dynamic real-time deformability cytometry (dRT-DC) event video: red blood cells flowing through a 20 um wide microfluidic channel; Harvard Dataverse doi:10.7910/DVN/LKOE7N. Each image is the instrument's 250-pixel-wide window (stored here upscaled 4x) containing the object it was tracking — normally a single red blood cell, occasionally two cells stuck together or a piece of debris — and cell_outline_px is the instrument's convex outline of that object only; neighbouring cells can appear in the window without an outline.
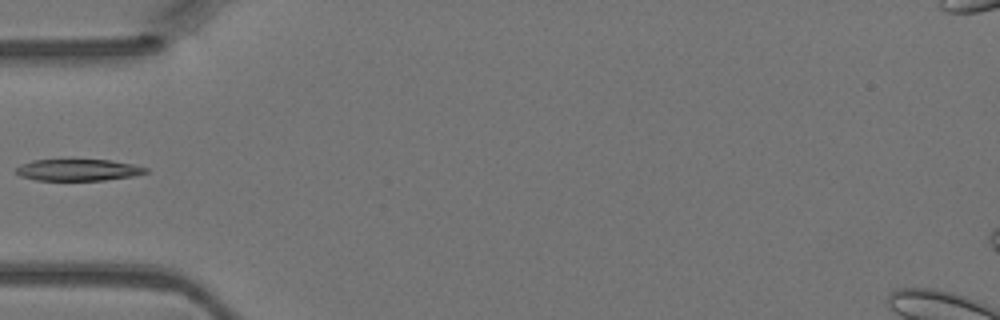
{"species": "Egyptian fruit bat (a non-hibernating species)", "species_latin": "Rousettus aegyptiacus", "temperature_condition": "warm", "stored_images_in_passage": 3, "camera_frame_rate_fps": 3000, "um_per_image_px": 0.085, "animal": {"sex": "female"}, "frame": {"image": 1, "passage_image": 3, "time_ms": 0.667, "image_size_px": [1000, 320], "cell_outline_px": [[148, 172], [136, 176], [104, 180], [36, 180], [20, 176], [16, 172], [16, 168], [20, 164], [32, 160], [112, 160], [132, 164], [148, 168]], "centroid_in_image_um": [6.66, 14.45], "position_along_channel_um": 78.3, "area_um2": 16.36}}